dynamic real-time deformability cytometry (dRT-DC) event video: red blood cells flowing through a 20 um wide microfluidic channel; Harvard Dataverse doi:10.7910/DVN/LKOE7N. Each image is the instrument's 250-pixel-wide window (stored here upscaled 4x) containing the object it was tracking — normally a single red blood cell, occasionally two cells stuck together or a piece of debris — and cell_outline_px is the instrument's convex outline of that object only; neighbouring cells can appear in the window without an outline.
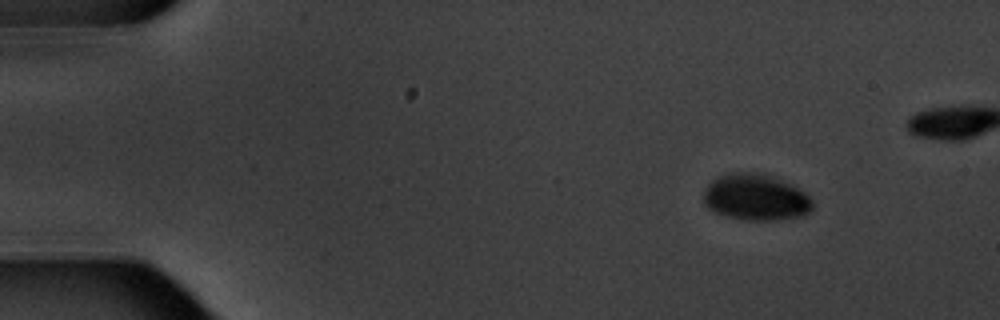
{"species": "common noctule bat (a hibernating species)", "species_latin": "Nyctalus noctula", "temperature_condition": "warm", "stored_images_in_passage": 15, "camera_frame_rate_fps": 3000, "um_per_image_px": 0.085, "animal": {"sex": "male", "body_mass_g": 20.1, "forearm_length_mm": 53.5}, "frame": {"image": 1, "passage_image": 1, "time_ms": 0.0, "image_size_px": [1000, 320], "cell_outline_px": [[812, 208], [804, 216], [780, 220], [744, 220], [712, 212], [704, 204], [704, 188], [716, 176], [728, 172], [756, 172], [772, 176], [784, 180], [792, 184], [804, 192], [812, 200]], "centroid_in_image_um": [64.21, 16.76], "position_along_channel_um": 20.8, "area_um2": 29.88}}
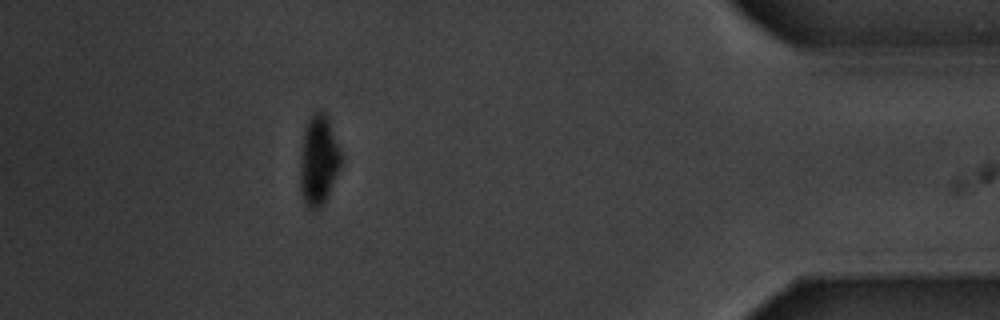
{"frame": {"image": 2, "passage_image": 15, "time_ms": 18.0, "image_size_px": [1000, 320], "cell_outline_px": [[340, 168], [324, 204], [320, 208], [312, 212], [308, 208], [304, 200], [300, 188], [300, 160], [304, 128], [312, 112], [324, 112], [328, 120], [340, 152]], "centroid_in_image_um": [27.05, 13.68], "position_along_channel_um": 408.2, "area_um2": 21.21}}